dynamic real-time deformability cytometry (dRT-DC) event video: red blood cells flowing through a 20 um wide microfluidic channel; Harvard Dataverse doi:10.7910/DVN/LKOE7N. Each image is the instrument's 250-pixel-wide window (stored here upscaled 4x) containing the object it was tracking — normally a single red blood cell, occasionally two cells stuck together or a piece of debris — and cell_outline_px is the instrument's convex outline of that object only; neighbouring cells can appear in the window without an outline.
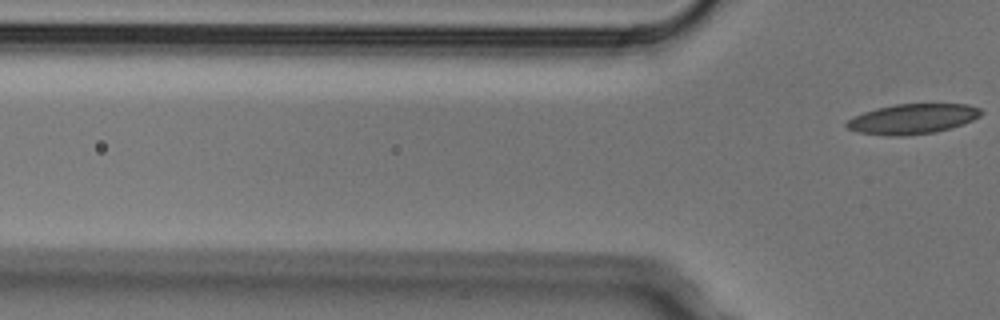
{"species": "Egyptian fruit bat (a non-hibernating species)", "species_latin": "Rousettus aegyptiacus", "temperature_condition": "cold", "stored_images_in_passage": 2, "camera_frame_rate_fps": 3000, "um_per_image_px": 0.085, "animal": {"sex": "male"}, "frame": {"image": 1, "passage_image": 2, "time_ms": 0.333, "image_size_px": [1000, 320], "cell_outline_px": [[984, 112], [980, 116], [972, 120], [952, 128], [936, 132], [904, 136], [888, 136], [860, 132], [848, 128], [844, 124], [848, 120], [864, 112], [876, 108], [896, 104], [968, 104], [980, 108]], "centroid_in_image_um": [77.6, 10.11], "position_along_channel_um": 48.2, "area_um2": 23.52}}